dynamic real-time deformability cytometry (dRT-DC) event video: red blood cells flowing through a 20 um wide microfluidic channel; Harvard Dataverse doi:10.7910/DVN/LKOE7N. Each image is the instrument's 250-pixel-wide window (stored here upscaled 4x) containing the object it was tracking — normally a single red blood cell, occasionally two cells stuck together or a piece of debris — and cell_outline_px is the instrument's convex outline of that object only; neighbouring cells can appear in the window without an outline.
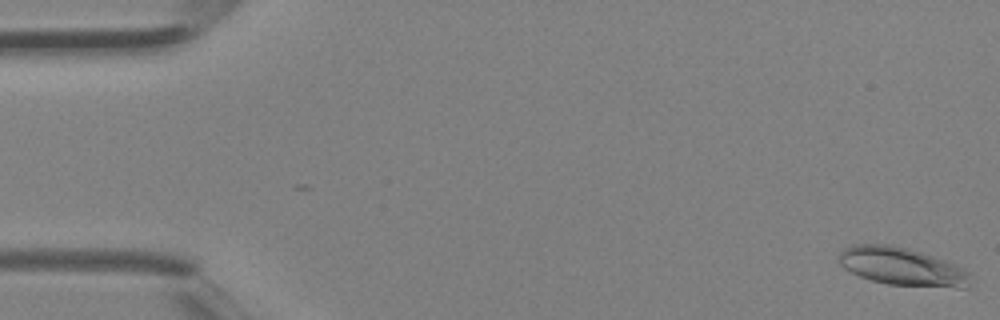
{"species": "Egyptian fruit bat (a non-hibernating species)", "species_latin": "Rousettus aegyptiacus", "temperature_condition": "room temperature", "stored_images_in_passage": 4, "camera_frame_rate_fps": 3000, "um_per_image_px": 0.085, "animal": {"sex": "female"}, "frame": {"image": 1, "passage_image": 1, "time_ms": 0.0, "image_size_px": [1000, 320], "cell_outline_px": [[976, 280], [968, 288], [956, 288], [888, 284], [872, 280], [860, 276], [844, 268], [840, 264], [840, 252], [844, 248], [852, 244], [892, 244], [920, 252], [956, 264], [964, 268]], "centroid_in_image_um": [76.76, 22.67], "position_along_channel_um": 8.2, "area_um2": 29.36}}